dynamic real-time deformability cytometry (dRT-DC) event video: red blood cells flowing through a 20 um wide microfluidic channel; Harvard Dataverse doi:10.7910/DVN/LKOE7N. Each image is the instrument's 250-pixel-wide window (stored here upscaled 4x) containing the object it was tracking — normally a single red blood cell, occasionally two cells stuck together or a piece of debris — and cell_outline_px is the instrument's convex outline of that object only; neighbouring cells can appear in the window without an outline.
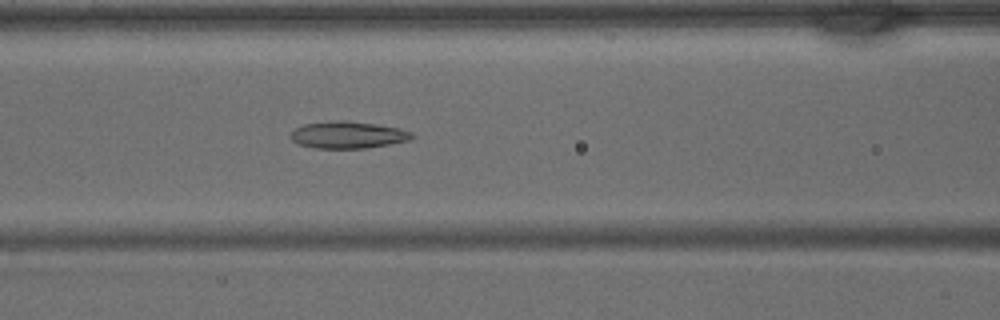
{"species": "common noctule bat (a hibernating species)", "species_latin": "Nyctalus noctula", "temperature_condition": "warm", "stored_images_in_passage": 41, "camera_frame_rate_fps": 3000, "um_per_image_px": 0.085, "animal": {"sex": "male", "body_mass_g": 15.6}, "frame": {"image": 1, "passage_image": 17, "time_ms": 5.333, "image_size_px": [1000, 320], "cell_outline_px": [[416, 136], [408, 140], [368, 148], [316, 148], [300, 144], [292, 140], [288, 136], [296, 128], [304, 124], [340, 120], [344, 120], [376, 124], [400, 128], [412, 132]], "centroid_in_image_um": [29.59, 11.46], "position_along_channel_um": 137.0, "area_um2": 18.96}}
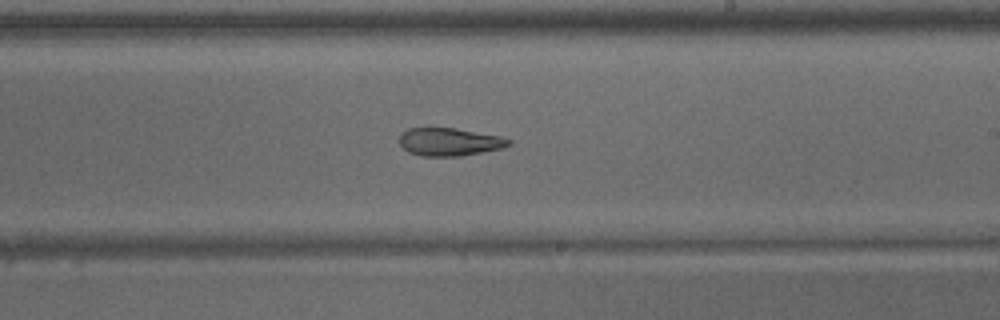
{"frame": {"image": 2, "passage_image": 24, "time_ms": 7.667, "image_size_px": [1000, 320], "cell_outline_px": [[512, 144], [500, 148], [460, 156], [420, 156], [408, 152], [400, 144], [400, 132], [408, 128], [456, 128], [500, 136], [512, 140]], "centroid_in_image_um": [38.18, 12.05], "position_along_channel_um": 250.8, "area_um2": 17.74}}
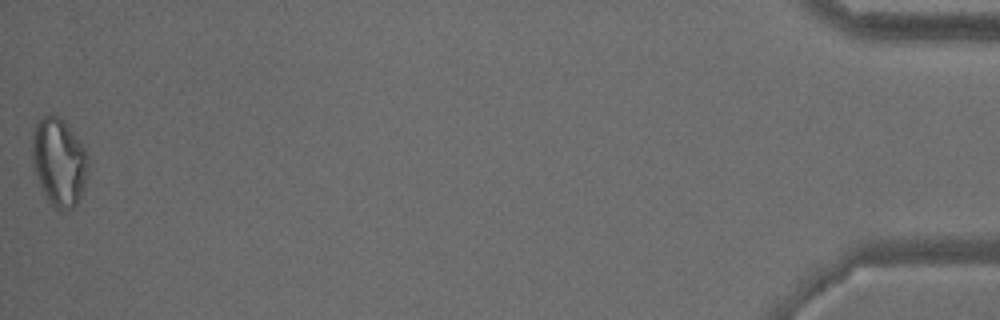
{"frame": {"image": 3, "passage_image": 41, "time_ms": 13.333, "image_size_px": [1000, 320], "cell_outline_px": [[88, 164], [84, 184], [80, 196], [76, 204], [72, 208], [60, 212], [48, 200], [36, 176], [32, 156], [32, 132], [36, 120], [44, 112], [52, 112], [60, 116], [64, 120], [84, 148], [88, 156]], "centroid_in_image_um": [4.98, 13.68], "position_along_channel_um": 430.2, "area_um2": 28.84}}